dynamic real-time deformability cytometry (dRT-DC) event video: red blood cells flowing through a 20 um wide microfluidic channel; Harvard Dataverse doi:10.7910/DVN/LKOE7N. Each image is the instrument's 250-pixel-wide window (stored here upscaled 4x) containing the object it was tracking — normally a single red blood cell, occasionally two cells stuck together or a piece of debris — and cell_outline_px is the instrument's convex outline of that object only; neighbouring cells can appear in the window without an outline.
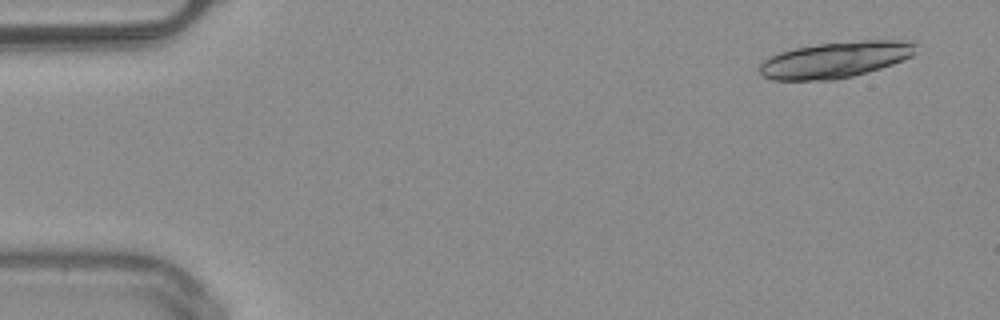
{"species": "common noctule bat (a hibernating species)", "species_latin": "Nyctalus noctula", "temperature_condition": "warm", "stored_images_in_passage": 17, "camera_frame_rate_fps": 3000, "um_per_image_px": 0.085, "animal": {"sex": "male", "body_mass_g": 20.4}, "frame": {"image": 1, "passage_image": 2, "time_ms": 0.333, "image_size_px": [1000, 320], "cell_outline_px": [[916, 52], [912, 56], [904, 60], [880, 68], [852, 76], [832, 80], [772, 80], [764, 76], [760, 72], [760, 64], [764, 60], [780, 52], [792, 48], [820, 44], [860, 40], [900, 40], [916, 44]], "centroid_in_image_um": [71.01, 5.08], "position_along_channel_um": 14.0, "area_um2": 32.71}}